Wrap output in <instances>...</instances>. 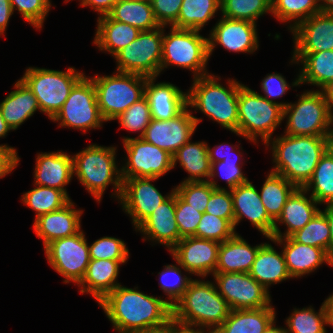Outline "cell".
Returning a JSON list of instances; mask_svg holds the SVG:
<instances>
[{"mask_svg": "<svg viewBox=\"0 0 333 333\" xmlns=\"http://www.w3.org/2000/svg\"><path fill=\"white\" fill-rule=\"evenodd\" d=\"M214 75L194 78L193 85L187 92V107L201 110L209 118L234 133L238 132V95L243 84L228 80V89Z\"/></svg>", "mask_w": 333, "mask_h": 333, "instance_id": "cell-4", "label": "cell"}, {"mask_svg": "<svg viewBox=\"0 0 333 333\" xmlns=\"http://www.w3.org/2000/svg\"><path fill=\"white\" fill-rule=\"evenodd\" d=\"M291 237L298 243L322 248L330 256V228L328 219L321 210Z\"/></svg>", "mask_w": 333, "mask_h": 333, "instance_id": "cell-43", "label": "cell"}, {"mask_svg": "<svg viewBox=\"0 0 333 333\" xmlns=\"http://www.w3.org/2000/svg\"><path fill=\"white\" fill-rule=\"evenodd\" d=\"M209 60L208 38L199 35V30L171 26L164 35L160 72L168 65L192 70L194 78L209 74L206 64Z\"/></svg>", "mask_w": 333, "mask_h": 333, "instance_id": "cell-9", "label": "cell"}, {"mask_svg": "<svg viewBox=\"0 0 333 333\" xmlns=\"http://www.w3.org/2000/svg\"><path fill=\"white\" fill-rule=\"evenodd\" d=\"M215 188L209 181L182 182L174 192L188 205L204 213Z\"/></svg>", "mask_w": 333, "mask_h": 333, "instance_id": "cell-47", "label": "cell"}, {"mask_svg": "<svg viewBox=\"0 0 333 333\" xmlns=\"http://www.w3.org/2000/svg\"><path fill=\"white\" fill-rule=\"evenodd\" d=\"M326 324L333 327V313H326Z\"/></svg>", "mask_w": 333, "mask_h": 333, "instance_id": "cell-68", "label": "cell"}, {"mask_svg": "<svg viewBox=\"0 0 333 333\" xmlns=\"http://www.w3.org/2000/svg\"><path fill=\"white\" fill-rule=\"evenodd\" d=\"M256 30V23L222 17L208 38L209 57L218 43L228 51L254 52L259 46Z\"/></svg>", "mask_w": 333, "mask_h": 333, "instance_id": "cell-19", "label": "cell"}, {"mask_svg": "<svg viewBox=\"0 0 333 333\" xmlns=\"http://www.w3.org/2000/svg\"><path fill=\"white\" fill-rule=\"evenodd\" d=\"M292 61L302 63L303 68L293 86L310 83L322 89L333 80V50L314 53H293Z\"/></svg>", "mask_w": 333, "mask_h": 333, "instance_id": "cell-31", "label": "cell"}, {"mask_svg": "<svg viewBox=\"0 0 333 333\" xmlns=\"http://www.w3.org/2000/svg\"><path fill=\"white\" fill-rule=\"evenodd\" d=\"M44 249L49 264L64 276L65 283L81 282L90 261L89 247L83 231L80 230L70 237L53 240Z\"/></svg>", "mask_w": 333, "mask_h": 333, "instance_id": "cell-13", "label": "cell"}, {"mask_svg": "<svg viewBox=\"0 0 333 333\" xmlns=\"http://www.w3.org/2000/svg\"><path fill=\"white\" fill-rule=\"evenodd\" d=\"M329 148L333 151V129L330 130L329 134Z\"/></svg>", "mask_w": 333, "mask_h": 333, "instance_id": "cell-69", "label": "cell"}, {"mask_svg": "<svg viewBox=\"0 0 333 333\" xmlns=\"http://www.w3.org/2000/svg\"><path fill=\"white\" fill-rule=\"evenodd\" d=\"M287 128L285 134L291 136H329L333 117L329 105L321 91L304 92L297 103H287L283 109Z\"/></svg>", "mask_w": 333, "mask_h": 333, "instance_id": "cell-10", "label": "cell"}, {"mask_svg": "<svg viewBox=\"0 0 333 333\" xmlns=\"http://www.w3.org/2000/svg\"><path fill=\"white\" fill-rule=\"evenodd\" d=\"M298 187L282 175L270 172L261 188V201L269 217L275 222L281 215L290 195Z\"/></svg>", "mask_w": 333, "mask_h": 333, "instance_id": "cell-37", "label": "cell"}, {"mask_svg": "<svg viewBox=\"0 0 333 333\" xmlns=\"http://www.w3.org/2000/svg\"><path fill=\"white\" fill-rule=\"evenodd\" d=\"M84 76L73 67L67 71L29 67L21 80L38 101L40 111L52 120L61 110L74 85Z\"/></svg>", "mask_w": 333, "mask_h": 333, "instance_id": "cell-7", "label": "cell"}, {"mask_svg": "<svg viewBox=\"0 0 333 333\" xmlns=\"http://www.w3.org/2000/svg\"><path fill=\"white\" fill-rule=\"evenodd\" d=\"M224 147H225V145H224ZM223 145L222 144H220V145H218V147H214L213 148V150L208 146V156H209V159H210V163L212 164V163H215V162H220V161H223L224 160V158L225 157H228V155L230 154V153H232L231 151H229L230 153L229 154H224V155H222V151H223ZM222 150V151H221ZM221 153V154H220ZM220 154V155H219ZM222 155V156H221Z\"/></svg>", "mask_w": 333, "mask_h": 333, "instance_id": "cell-59", "label": "cell"}, {"mask_svg": "<svg viewBox=\"0 0 333 333\" xmlns=\"http://www.w3.org/2000/svg\"><path fill=\"white\" fill-rule=\"evenodd\" d=\"M119 333H145L172 324V307L167 300L118 285L99 303Z\"/></svg>", "mask_w": 333, "mask_h": 333, "instance_id": "cell-1", "label": "cell"}, {"mask_svg": "<svg viewBox=\"0 0 333 333\" xmlns=\"http://www.w3.org/2000/svg\"><path fill=\"white\" fill-rule=\"evenodd\" d=\"M208 145L203 142L191 143L190 140L173 155V168L177 161L190 176L183 182L208 181L211 174V163L208 156ZM208 180H202V178Z\"/></svg>", "mask_w": 333, "mask_h": 333, "instance_id": "cell-35", "label": "cell"}, {"mask_svg": "<svg viewBox=\"0 0 333 333\" xmlns=\"http://www.w3.org/2000/svg\"><path fill=\"white\" fill-rule=\"evenodd\" d=\"M206 213L227 219L234 226L233 199L230 191L215 189L206 205Z\"/></svg>", "mask_w": 333, "mask_h": 333, "instance_id": "cell-53", "label": "cell"}, {"mask_svg": "<svg viewBox=\"0 0 333 333\" xmlns=\"http://www.w3.org/2000/svg\"><path fill=\"white\" fill-rule=\"evenodd\" d=\"M203 213L188 205L175 193V218L180 238L195 237Z\"/></svg>", "mask_w": 333, "mask_h": 333, "instance_id": "cell-49", "label": "cell"}, {"mask_svg": "<svg viewBox=\"0 0 333 333\" xmlns=\"http://www.w3.org/2000/svg\"><path fill=\"white\" fill-rule=\"evenodd\" d=\"M222 16L256 23L265 13L272 12V0H220Z\"/></svg>", "mask_w": 333, "mask_h": 333, "instance_id": "cell-42", "label": "cell"}, {"mask_svg": "<svg viewBox=\"0 0 333 333\" xmlns=\"http://www.w3.org/2000/svg\"><path fill=\"white\" fill-rule=\"evenodd\" d=\"M326 313H333V293L325 301Z\"/></svg>", "mask_w": 333, "mask_h": 333, "instance_id": "cell-66", "label": "cell"}, {"mask_svg": "<svg viewBox=\"0 0 333 333\" xmlns=\"http://www.w3.org/2000/svg\"><path fill=\"white\" fill-rule=\"evenodd\" d=\"M217 169L219 171L218 173H221V177L226 180L230 190L240 184H244L249 181L247 177H245L244 174L241 172L242 170L240 165L236 163L234 159L228 156L225 157L223 161L211 164V174L208 181L215 189H225L217 185L216 181L213 179L216 175L215 173L217 172Z\"/></svg>", "mask_w": 333, "mask_h": 333, "instance_id": "cell-52", "label": "cell"}, {"mask_svg": "<svg viewBox=\"0 0 333 333\" xmlns=\"http://www.w3.org/2000/svg\"><path fill=\"white\" fill-rule=\"evenodd\" d=\"M115 150L114 147L92 144L72 157L73 175L76 174L80 183L99 203L109 184L114 186L115 197L119 199L121 196V170L116 166Z\"/></svg>", "mask_w": 333, "mask_h": 333, "instance_id": "cell-5", "label": "cell"}, {"mask_svg": "<svg viewBox=\"0 0 333 333\" xmlns=\"http://www.w3.org/2000/svg\"><path fill=\"white\" fill-rule=\"evenodd\" d=\"M155 79L147 78L145 86L151 117L156 120L173 119L187 107V93L171 83L155 84Z\"/></svg>", "mask_w": 333, "mask_h": 333, "instance_id": "cell-22", "label": "cell"}, {"mask_svg": "<svg viewBox=\"0 0 333 333\" xmlns=\"http://www.w3.org/2000/svg\"><path fill=\"white\" fill-rule=\"evenodd\" d=\"M274 324L275 322H273L263 333H288L287 329L275 327Z\"/></svg>", "mask_w": 333, "mask_h": 333, "instance_id": "cell-65", "label": "cell"}, {"mask_svg": "<svg viewBox=\"0 0 333 333\" xmlns=\"http://www.w3.org/2000/svg\"><path fill=\"white\" fill-rule=\"evenodd\" d=\"M286 103L267 100L245 85L238 95V132L237 135L256 143L260 136L269 146L274 130L281 124Z\"/></svg>", "mask_w": 333, "mask_h": 333, "instance_id": "cell-6", "label": "cell"}, {"mask_svg": "<svg viewBox=\"0 0 333 333\" xmlns=\"http://www.w3.org/2000/svg\"><path fill=\"white\" fill-rule=\"evenodd\" d=\"M107 15L115 21L129 24L140 31L160 27L151 3L145 0H118Z\"/></svg>", "mask_w": 333, "mask_h": 333, "instance_id": "cell-36", "label": "cell"}, {"mask_svg": "<svg viewBox=\"0 0 333 333\" xmlns=\"http://www.w3.org/2000/svg\"><path fill=\"white\" fill-rule=\"evenodd\" d=\"M163 28L141 31L138 37L121 49L114 57L117 71L138 74L145 77H158L160 74Z\"/></svg>", "mask_w": 333, "mask_h": 333, "instance_id": "cell-11", "label": "cell"}, {"mask_svg": "<svg viewBox=\"0 0 333 333\" xmlns=\"http://www.w3.org/2000/svg\"><path fill=\"white\" fill-rule=\"evenodd\" d=\"M13 12L17 9L22 17L35 28H42L50 10V0H10Z\"/></svg>", "mask_w": 333, "mask_h": 333, "instance_id": "cell-51", "label": "cell"}, {"mask_svg": "<svg viewBox=\"0 0 333 333\" xmlns=\"http://www.w3.org/2000/svg\"><path fill=\"white\" fill-rule=\"evenodd\" d=\"M319 2H321V12L333 13V0H319Z\"/></svg>", "mask_w": 333, "mask_h": 333, "instance_id": "cell-63", "label": "cell"}, {"mask_svg": "<svg viewBox=\"0 0 333 333\" xmlns=\"http://www.w3.org/2000/svg\"><path fill=\"white\" fill-rule=\"evenodd\" d=\"M262 245L251 247L236 233L232 238L220 243L215 273H248Z\"/></svg>", "mask_w": 333, "mask_h": 333, "instance_id": "cell-29", "label": "cell"}, {"mask_svg": "<svg viewBox=\"0 0 333 333\" xmlns=\"http://www.w3.org/2000/svg\"><path fill=\"white\" fill-rule=\"evenodd\" d=\"M118 2V0H82L81 5L86 7L87 5L97 11L100 16L107 15L112 7Z\"/></svg>", "mask_w": 333, "mask_h": 333, "instance_id": "cell-57", "label": "cell"}, {"mask_svg": "<svg viewBox=\"0 0 333 333\" xmlns=\"http://www.w3.org/2000/svg\"><path fill=\"white\" fill-rule=\"evenodd\" d=\"M261 85H262V90L264 91L265 94V96L263 97L272 102L275 101L269 99L268 97L277 98L283 96V94L287 92L290 86L287 84L285 78L277 73L276 74L271 73L267 75L262 80Z\"/></svg>", "mask_w": 333, "mask_h": 333, "instance_id": "cell-55", "label": "cell"}, {"mask_svg": "<svg viewBox=\"0 0 333 333\" xmlns=\"http://www.w3.org/2000/svg\"><path fill=\"white\" fill-rule=\"evenodd\" d=\"M129 131L141 132L138 138H142L146 128L152 120L151 110L147 98L144 96L131 105L125 112L121 113L115 120Z\"/></svg>", "mask_w": 333, "mask_h": 333, "instance_id": "cell-46", "label": "cell"}, {"mask_svg": "<svg viewBox=\"0 0 333 333\" xmlns=\"http://www.w3.org/2000/svg\"><path fill=\"white\" fill-rule=\"evenodd\" d=\"M52 121H60L61 127H72L84 132L101 127L105 120L101 116L96 89L91 78L84 75L74 85L61 110Z\"/></svg>", "mask_w": 333, "mask_h": 333, "instance_id": "cell-12", "label": "cell"}, {"mask_svg": "<svg viewBox=\"0 0 333 333\" xmlns=\"http://www.w3.org/2000/svg\"><path fill=\"white\" fill-rule=\"evenodd\" d=\"M88 247L90 259L127 261L129 257L124 241L114 237H102Z\"/></svg>", "mask_w": 333, "mask_h": 333, "instance_id": "cell-48", "label": "cell"}, {"mask_svg": "<svg viewBox=\"0 0 333 333\" xmlns=\"http://www.w3.org/2000/svg\"><path fill=\"white\" fill-rule=\"evenodd\" d=\"M11 130V128L6 124L3 119L2 113L0 111V138L5 137V135Z\"/></svg>", "mask_w": 333, "mask_h": 333, "instance_id": "cell-64", "label": "cell"}, {"mask_svg": "<svg viewBox=\"0 0 333 333\" xmlns=\"http://www.w3.org/2000/svg\"><path fill=\"white\" fill-rule=\"evenodd\" d=\"M218 293L226 300L231 310L260 309L270 306V294L249 273H214Z\"/></svg>", "mask_w": 333, "mask_h": 333, "instance_id": "cell-15", "label": "cell"}, {"mask_svg": "<svg viewBox=\"0 0 333 333\" xmlns=\"http://www.w3.org/2000/svg\"><path fill=\"white\" fill-rule=\"evenodd\" d=\"M328 149L329 136H279L272 142L273 162L276 163L272 172L303 188Z\"/></svg>", "mask_w": 333, "mask_h": 333, "instance_id": "cell-2", "label": "cell"}, {"mask_svg": "<svg viewBox=\"0 0 333 333\" xmlns=\"http://www.w3.org/2000/svg\"><path fill=\"white\" fill-rule=\"evenodd\" d=\"M14 87L16 90L10 92L0 103L3 119L11 130H16L35 111L40 110L34 94L21 79L15 83Z\"/></svg>", "mask_w": 333, "mask_h": 333, "instance_id": "cell-33", "label": "cell"}, {"mask_svg": "<svg viewBox=\"0 0 333 333\" xmlns=\"http://www.w3.org/2000/svg\"><path fill=\"white\" fill-rule=\"evenodd\" d=\"M288 333H326V304L322 303L319 312L315 313L312 307L294 309L287 318Z\"/></svg>", "mask_w": 333, "mask_h": 333, "instance_id": "cell-44", "label": "cell"}, {"mask_svg": "<svg viewBox=\"0 0 333 333\" xmlns=\"http://www.w3.org/2000/svg\"><path fill=\"white\" fill-rule=\"evenodd\" d=\"M145 333H172V324L165 329L158 330V331H152V332H145Z\"/></svg>", "mask_w": 333, "mask_h": 333, "instance_id": "cell-67", "label": "cell"}, {"mask_svg": "<svg viewBox=\"0 0 333 333\" xmlns=\"http://www.w3.org/2000/svg\"><path fill=\"white\" fill-rule=\"evenodd\" d=\"M319 204H333V151L329 148L321 157L313 176L303 187Z\"/></svg>", "mask_w": 333, "mask_h": 333, "instance_id": "cell-39", "label": "cell"}, {"mask_svg": "<svg viewBox=\"0 0 333 333\" xmlns=\"http://www.w3.org/2000/svg\"><path fill=\"white\" fill-rule=\"evenodd\" d=\"M157 179L147 177L122 178V191L119 200L125 212L132 217L135 228L174 192L173 189L168 196H163L150 183Z\"/></svg>", "mask_w": 333, "mask_h": 333, "instance_id": "cell-16", "label": "cell"}, {"mask_svg": "<svg viewBox=\"0 0 333 333\" xmlns=\"http://www.w3.org/2000/svg\"><path fill=\"white\" fill-rule=\"evenodd\" d=\"M321 92L324 95V98L326 99L329 108H330V112L331 115L333 117V80L330 81L328 84H326L322 89Z\"/></svg>", "mask_w": 333, "mask_h": 333, "instance_id": "cell-61", "label": "cell"}, {"mask_svg": "<svg viewBox=\"0 0 333 333\" xmlns=\"http://www.w3.org/2000/svg\"><path fill=\"white\" fill-rule=\"evenodd\" d=\"M128 161L121 168V178H159L173 168V157L143 138L123 139Z\"/></svg>", "mask_w": 333, "mask_h": 333, "instance_id": "cell-14", "label": "cell"}, {"mask_svg": "<svg viewBox=\"0 0 333 333\" xmlns=\"http://www.w3.org/2000/svg\"><path fill=\"white\" fill-rule=\"evenodd\" d=\"M231 308L210 281L192 280L172 307V324L214 332L229 316ZM196 326V327H195ZM192 327V328H191Z\"/></svg>", "mask_w": 333, "mask_h": 333, "instance_id": "cell-3", "label": "cell"}, {"mask_svg": "<svg viewBox=\"0 0 333 333\" xmlns=\"http://www.w3.org/2000/svg\"><path fill=\"white\" fill-rule=\"evenodd\" d=\"M235 234L234 226L227 219L204 212L197 226L195 237L222 243Z\"/></svg>", "mask_w": 333, "mask_h": 333, "instance_id": "cell-45", "label": "cell"}, {"mask_svg": "<svg viewBox=\"0 0 333 333\" xmlns=\"http://www.w3.org/2000/svg\"><path fill=\"white\" fill-rule=\"evenodd\" d=\"M159 274L161 275V283L159 285L161 286V289L167 293V296H169L167 302L173 307L182 297L193 279L186 276L182 277L180 268L174 265H166L164 270L161 273L159 272ZM169 275H174L176 279L174 278L173 282H169L168 279H171V276Z\"/></svg>", "mask_w": 333, "mask_h": 333, "instance_id": "cell-50", "label": "cell"}, {"mask_svg": "<svg viewBox=\"0 0 333 333\" xmlns=\"http://www.w3.org/2000/svg\"><path fill=\"white\" fill-rule=\"evenodd\" d=\"M22 201L36 211L38 218L62 209L71 199L62 190L36 185V188L23 194Z\"/></svg>", "mask_w": 333, "mask_h": 333, "instance_id": "cell-40", "label": "cell"}, {"mask_svg": "<svg viewBox=\"0 0 333 333\" xmlns=\"http://www.w3.org/2000/svg\"><path fill=\"white\" fill-rule=\"evenodd\" d=\"M94 44L100 50L115 56L121 49L133 42L141 32L138 28L111 19L108 15L98 17Z\"/></svg>", "mask_w": 333, "mask_h": 333, "instance_id": "cell-34", "label": "cell"}, {"mask_svg": "<svg viewBox=\"0 0 333 333\" xmlns=\"http://www.w3.org/2000/svg\"><path fill=\"white\" fill-rule=\"evenodd\" d=\"M125 262L90 259L86 274L78 284L81 286L80 292L92 294L99 303L108 293L120 285L116 282V278L119 273V265Z\"/></svg>", "mask_w": 333, "mask_h": 333, "instance_id": "cell-28", "label": "cell"}, {"mask_svg": "<svg viewBox=\"0 0 333 333\" xmlns=\"http://www.w3.org/2000/svg\"><path fill=\"white\" fill-rule=\"evenodd\" d=\"M172 333H213V332H210L209 330H208V332H206L204 330H199L198 328H197V330L183 328V327L177 326L175 324H172Z\"/></svg>", "mask_w": 333, "mask_h": 333, "instance_id": "cell-62", "label": "cell"}, {"mask_svg": "<svg viewBox=\"0 0 333 333\" xmlns=\"http://www.w3.org/2000/svg\"><path fill=\"white\" fill-rule=\"evenodd\" d=\"M319 0H272V14L281 22L294 21L292 30L297 24L314 14L321 12ZM298 20V21H297Z\"/></svg>", "mask_w": 333, "mask_h": 333, "instance_id": "cell-41", "label": "cell"}, {"mask_svg": "<svg viewBox=\"0 0 333 333\" xmlns=\"http://www.w3.org/2000/svg\"><path fill=\"white\" fill-rule=\"evenodd\" d=\"M74 206L70 201L60 210L35 218L33 228L36 235L43 239L44 247L53 240L70 237L80 231V216L83 211L73 209Z\"/></svg>", "mask_w": 333, "mask_h": 333, "instance_id": "cell-25", "label": "cell"}, {"mask_svg": "<svg viewBox=\"0 0 333 333\" xmlns=\"http://www.w3.org/2000/svg\"><path fill=\"white\" fill-rule=\"evenodd\" d=\"M270 305L260 309H234L213 333H263L274 321Z\"/></svg>", "mask_w": 333, "mask_h": 333, "instance_id": "cell-30", "label": "cell"}, {"mask_svg": "<svg viewBox=\"0 0 333 333\" xmlns=\"http://www.w3.org/2000/svg\"><path fill=\"white\" fill-rule=\"evenodd\" d=\"M248 273L267 290L271 284L291 278L283 252L279 254L268 243L259 248Z\"/></svg>", "mask_w": 333, "mask_h": 333, "instance_id": "cell-32", "label": "cell"}, {"mask_svg": "<svg viewBox=\"0 0 333 333\" xmlns=\"http://www.w3.org/2000/svg\"><path fill=\"white\" fill-rule=\"evenodd\" d=\"M293 53H314L333 50V13L320 12L297 24Z\"/></svg>", "mask_w": 333, "mask_h": 333, "instance_id": "cell-20", "label": "cell"}, {"mask_svg": "<svg viewBox=\"0 0 333 333\" xmlns=\"http://www.w3.org/2000/svg\"><path fill=\"white\" fill-rule=\"evenodd\" d=\"M183 0H151L154 16L160 26H172L178 19Z\"/></svg>", "mask_w": 333, "mask_h": 333, "instance_id": "cell-54", "label": "cell"}, {"mask_svg": "<svg viewBox=\"0 0 333 333\" xmlns=\"http://www.w3.org/2000/svg\"><path fill=\"white\" fill-rule=\"evenodd\" d=\"M220 243L197 237L182 238L171 250L178 265L189 274L206 277L215 273Z\"/></svg>", "mask_w": 333, "mask_h": 333, "instance_id": "cell-18", "label": "cell"}, {"mask_svg": "<svg viewBox=\"0 0 333 333\" xmlns=\"http://www.w3.org/2000/svg\"><path fill=\"white\" fill-rule=\"evenodd\" d=\"M147 78L119 71L111 76L92 77L103 119L105 121L115 120L131 105L143 98Z\"/></svg>", "mask_w": 333, "mask_h": 333, "instance_id": "cell-8", "label": "cell"}, {"mask_svg": "<svg viewBox=\"0 0 333 333\" xmlns=\"http://www.w3.org/2000/svg\"><path fill=\"white\" fill-rule=\"evenodd\" d=\"M330 266H333V258L331 259V265Z\"/></svg>", "mask_w": 333, "mask_h": 333, "instance_id": "cell-70", "label": "cell"}, {"mask_svg": "<svg viewBox=\"0 0 333 333\" xmlns=\"http://www.w3.org/2000/svg\"><path fill=\"white\" fill-rule=\"evenodd\" d=\"M16 149L0 145V178L9 174L19 163Z\"/></svg>", "mask_w": 333, "mask_h": 333, "instance_id": "cell-56", "label": "cell"}, {"mask_svg": "<svg viewBox=\"0 0 333 333\" xmlns=\"http://www.w3.org/2000/svg\"><path fill=\"white\" fill-rule=\"evenodd\" d=\"M73 177V159L58 151L39 153L34 170L35 185L62 190L68 197L66 186Z\"/></svg>", "mask_w": 333, "mask_h": 333, "instance_id": "cell-26", "label": "cell"}, {"mask_svg": "<svg viewBox=\"0 0 333 333\" xmlns=\"http://www.w3.org/2000/svg\"><path fill=\"white\" fill-rule=\"evenodd\" d=\"M307 191L304 188H297L285 203L281 215L275 221L272 238L290 237L296 231L302 229L320 210L319 204L311 195L305 196ZM284 223L287 226L286 232L282 235L277 223Z\"/></svg>", "mask_w": 333, "mask_h": 333, "instance_id": "cell-27", "label": "cell"}, {"mask_svg": "<svg viewBox=\"0 0 333 333\" xmlns=\"http://www.w3.org/2000/svg\"><path fill=\"white\" fill-rule=\"evenodd\" d=\"M271 241L283 244L285 263L291 278L301 277L316 270L322 263L331 265L329 254L322 248L296 242L291 236L270 238Z\"/></svg>", "mask_w": 333, "mask_h": 333, "instance_id": "cell-23", "label": "cell"}, {"mask_svg": "<svg viewBox=\"0 0 333 333\" xmlns=\"http://www.w3.org/2000/svg\"><path fill=\"white\" fill-rule=\"evenodd\" d=\"M136 229L145 234L148 239L165 244L170 251L181 240L175 218V192Z\"/></svg>", "mask_w": 333, "mask_h": 333, "instance_id": "cell-24", "label": "cell"}, {"mask_svg": "<svg viewBox=\"0 0 333 333\" xmlns=\"http://www.w3.org/2000/svg\"><path fill=\"white\" fill-rule=\"evenodd\" d=\"M186 107L179 115L170 120L152 119L142 138L173 155L191 140L201 119L191 115Z\"/></svg>", "mask_w": 333, "mask_h": 333, "instance_id": "cell-17", "label": "cell"}, {"mask_svg": "<svg viewBox=\"0 0 333 333\" xmlns=\"http://www.w3.org/2000/svg\"><path fill=\"white\" fill-rule=\"evenodd\" d=\"M322 212L326 215L330 228V235H331L330 258L332 259L333 258V204H327L325 210Z\"/></svg>", "mask_w": 333, "mask_h": 333, "instance_id": "cell-60", "label": "cell"}, {"mask_svg": "<svg viewBox=\"0 0 333 333\" xmlns=\"http://www.w3.org/2000/svg\"><path fill=\"white\" fill-rule=\"evenodd\" d=\"M230 192L233 199L234 228L245 217L265 237L272 238L275 222L267 214L260 193L254 185L248 181L234 187Z\"/></svg>", "mask_w": 333, "mask_h": 333, "instance_id": "cell-21", "label": "cell"}, {"mask_svg": "<svg viewBox=\"0 0 333 333\" xmlns=\"http://www.w3.org/2000/svg\"><path fill=\"white\" fill-rule=\"evenodd\" d=\"M221 9L220 0H183L176 28L201 30L202 27Z\"/></svg>", "mask_w": 333, "mask_h": 333, "instance_id": "cell-38", "label": "cell"}, {"mask_svg": "<svg viewBox=\"0 0 333 333\" xmlns=\"http://www.w3.org/2000/svg\"><path fill=\"white\" fill-rule=\"evenodd\" d=\"M12 14L13 9L10 0H0V35L4 34Z\"/></svg>", "mask_w": 333, "mask_h": 333, "instance_id": "cell-58", "label": "cell"}]
</instances>
